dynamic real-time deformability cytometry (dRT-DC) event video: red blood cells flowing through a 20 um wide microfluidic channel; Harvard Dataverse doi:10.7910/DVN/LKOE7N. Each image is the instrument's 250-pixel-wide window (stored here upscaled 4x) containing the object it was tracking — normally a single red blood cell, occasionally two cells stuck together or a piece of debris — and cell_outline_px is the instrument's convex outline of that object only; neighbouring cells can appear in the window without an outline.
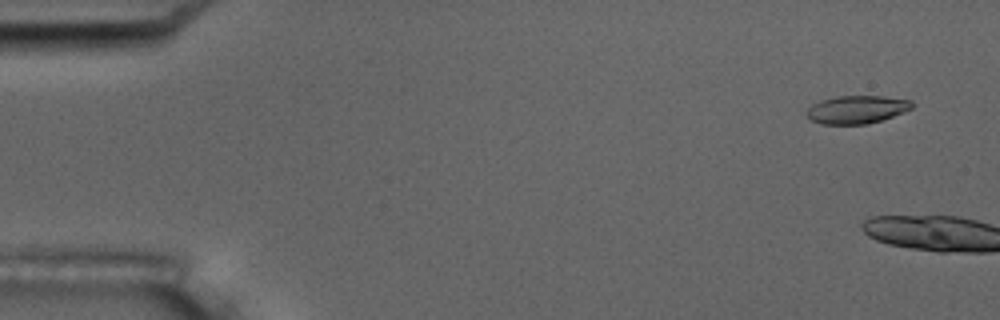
{"species": "common noctule bat (a hibernating species)", "species_latin": "Nyctalus noctula", "temperature_condition": "room temperature", "stored_images_in_passage": 5, "camera_frame_rate_fps": 3000, "um_per_image_px": 0.085, "animal": {"sex": "male", "body_mass_g": 17.5, "forearm_length_mm": 52.3}, "frame": {"image": 1, "passage_image": 2, "time_ms": 1.0, "image_size_px": [1000, 320], "cell_outline_px": [[912, 108], [904, 112], [880, 120], [864, 124], [820, 124], [808, 120], [804, 112], [812, 104], [820, 100], [840, 96], [884, 96], [912, 100]], "centroid_in_image_um": [72.76, 9.31], "position_along_channel_um": 12.2, "area_um2": 17.28}}